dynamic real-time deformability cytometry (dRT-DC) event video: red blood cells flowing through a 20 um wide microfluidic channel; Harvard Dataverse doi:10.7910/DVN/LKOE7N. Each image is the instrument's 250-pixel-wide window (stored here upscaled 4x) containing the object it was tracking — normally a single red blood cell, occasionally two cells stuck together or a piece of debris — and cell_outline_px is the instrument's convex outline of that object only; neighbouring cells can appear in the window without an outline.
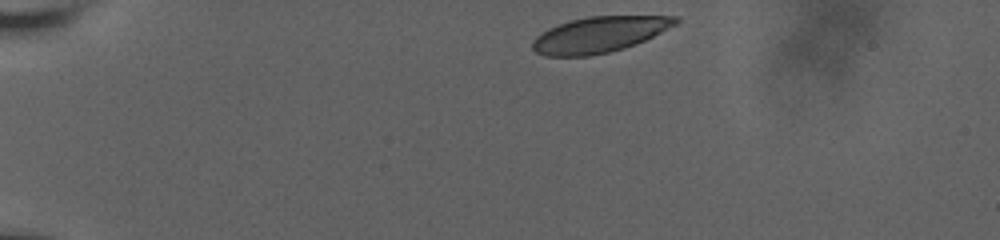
{"species": "human", "species_latin": "Homo sapiens", "temperature_condition": "room temperature", "stored_images_in_passage": 39, "camera_frame_rate_fps": 3000, "um_per_image_px": 0.085, "donor": {"sex": "male"}, "frame": {"image": 1, "passage_image": 1, "time_ms": 0.0, "image_size_px": [1000, 240], "cell_outline_px": [[680, 20], [676, 24], [636, 44], [624, 48], [608, 52], [588, 56], [544, 56], [536, 52], [532, 48], [532, 40], [536, 36], [548, 28], [568, 20], [588, 16], [680, 16]], "centroid_in_image_um": [50.9, 2.93], "position_along_channel_um": 34.1, "area_um2": 29.82}}
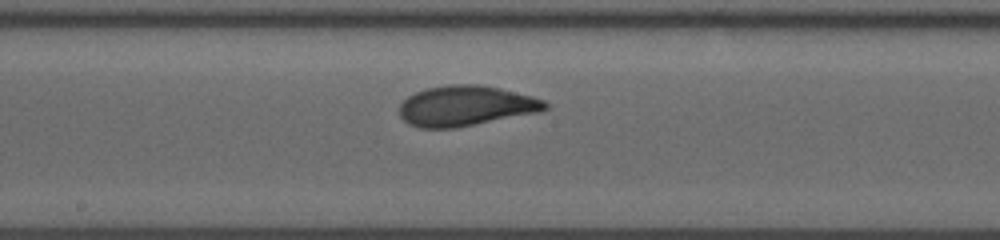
{"frame": {"image": 2, "passage_image": 22, "time_ms": 7.0, "image_size_px": [1000, 240], "cell_outline_px": [[548, 108], [540, 112], [456, 128], [420, 128], [408, 124], [400, 116], [400, 104], [408, 96], [416, 92], [428, 88], [448, 84], [480, 84], [500, 88], [532, 96], [544, 100], [548, 104]], "centroid_in_image_um": [39.6, 9.0], "position_along_channel_um": 208.6, "area_um2": 34.33}}
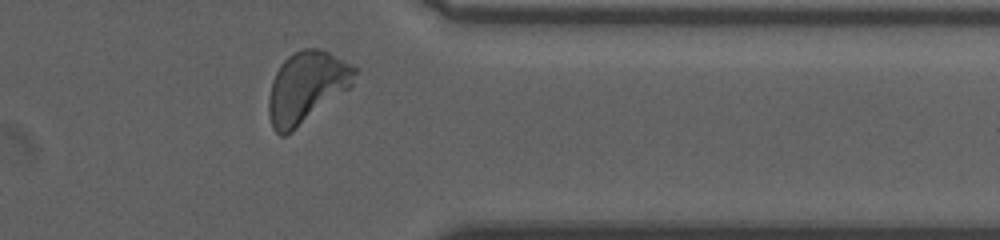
{"frame": {"image": 3, "passage_image": 37, "time_ms": 12.0, "image_size_px": [1000, 240], "cell_outline_px": [[360, 68], [352, 84], [348, 88], [292, 132], [284, 136], [280, 136], [272, 128], [268, 116], [268, 100], [272, 80], [280, 64], [288, 56], [304, 48], [320, 48]], "centroid_in_image_um": [26.04, 7.41], "position_along_channel_um": 385.4, "area_um2": 35.66}, "authors_computed_cell_mechanics": {"area_um2": 33.3506, "velocity_mm_per_s": 3.6366, "shape_relaxation_time_tau1_ms": 3.9576, "shape_relaxation_time_tau2_ms": null, "deformation_change_tau1": 0.149, "deformation_change_tau2": null}}